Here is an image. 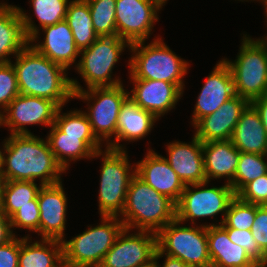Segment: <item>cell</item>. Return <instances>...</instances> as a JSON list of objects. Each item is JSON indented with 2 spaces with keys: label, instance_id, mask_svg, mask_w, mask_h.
I'll use <instances>...</instances> for the list:
<instances>
[{
  "label": "cell",
  "instance_id": "obj_1",
  "mask_svg": "<svg viewBox=\"0 0 267 267\" xmlns=\"http://www.w3.org/2000/svg\"><path fill=\"white\" fill-rule=\"evenodd\" d=\"M1 177L3 181H33L42 185L61 182L66 173L56 161L47 139L31 134H14L2 142ZM6 167V168H5Z\"/></svg>",
  "mask_w": 267,
  "mask_h": 267
},
{
  "label": "cell",
  "instance_id": "obj_2",
  "mask_svg": "<svg viewBox=\"0 0 267 267\" xmlns=\"http://www.w3.org/2000/svg\"><path fill=\"white\" fill-rule=\"evenodd\" d=\"M14 64L20 94L36 96L63 107L74 98L71 78L65 67L38 53L30 44L15 56Z\"/></svg>",
  "mask_w": 267,
  "mask_h": 267
},
{
  "label": "cell",
  "instance_id": "obj_3",
  "mask_svg": "<svg viewBox=\"0 0 267 267\" xmlns=\"http://www.w3.org/2000/svg\"><path fill=\"white\" fill-rule=\"evenodd\" d=\"M121 216L126 229L158 233L176 218V204L135 174Z\"/></svg>",
  "mask_w": 267,
  "mask_h": 267
},
{
  "label": "cell",
  "instance_id": "obj_4",
  "mask_svg": "<svg viewBox=\"0 0 267 267\" xmlns=\"http://www.w3.org/2000/svg\"><path fill=\"white\" fill-rule=\"evenodd\" d=\"M145 41L132 43L131 59L128 63L130 79L162 80L185 88L183 77L189 63L176 55L159 37L150 44Z\"/></svg>",
  "mask_w": 267,
  "mask_h": 267
},
{
  "label": "cell",
  "instance_id": "obj_5",
  "mask_svg": "<svg viewBox=\"0 0 267 267\" xmlns=\"http://www.w3.org/2000/svg\"><path fill=\"white\" fill-rule=\"evenodd\" d=\"M251 38L247 34L242 36L239 54L233 62L223 58L230 68L235 94L250 103L267 94V36Z\"/></svg>",
  "mask_w": 267,
  "mask_h": 267
},
{
  "label": "cell",
  "instance_id": "obj_6",
  "mask_svg": "<svg viewBox=\"0 0 267 267\" xmlns=\"http://www.w3.org/2000/svg\"><path fill=\"white\" fill-rule=\"evenodd\" d=\"M117 216H101V224L89 227L70 240H63L65 267H99L124 229Z\"/></svg>",
  "mask_w": 267,
  "mask_h": 267
},
{
  "label": "cell",
  "instance_id": "obj_7",
  "mask_svg": "<svg viewBox=\"0 0 267 267\" xmlns=\"http://www.w3.org/2000/svg\"><path fill=\"white\" fill-rule=\"evenodd\" d=\"M74 99L87 100L88 111H84L90 121L92 131L96 138L106 140V147L111 148L112 136H116L117 120L120 109L129 92L124 89L123 84L116 86L91 87L83 89L76 79L71 78Z\"/></svg>",
  "mask_w": 267,
  "mask_h": 267
},
{
  "label": "cell",
  "instance_id": "obj_8",
  "mask_svg": "<svg viewBox=\"0 0 267 267\" xmlns=\"http://www.w3.org/2000/svg\"><path fill=\"white\" fill-rule=\"evenodd\" d=\"M126 152L127 150H115L106 147L104 152L102 150L97 151L92 157L102 156L103 159L98 191L101 216L119 217L124 209L130 181L136 174V168L130 164Z\"/></svg>",
  "mask_w": 267,
  "mask_h": 267
},
{
  "label": "cell",
  "instance_id": "obj_9",
  "mask_svg": "<svg viewBox=\"0 0 267 267\" xmlns=\"http://www.w3.org/2000/svg\"><path fill=\"white\" fill-rule=\"evenodd\" d=\"M175 218L157 233V248L164 254L179 258L190 267H211L207 225H180Z\"/></svg>",
  "mask_w": 267,
  "mask_h": 267
},
{
  "label": "cell",
  "instance_id": "obj_10",
  "mask_svg": "<svg viewBox=\"0 0 267 267\" xmlns=\"http://www.w3.org/2000/svg\"><path fill=\"white\" fill-rule=\"evenodd\" d=\"M131 44L118 36L98 37L88 48L80 51L81 58L75 65L84 79L87 89L91 87L116 86L121 79H112V71L124 48Z\"/></svg>",
  "mask_w": 267,
  "mask_h": 267
},
{
  "label": "cell",
  "instance_id": "obj_11",
  "mask_svg": "<svg viewBox=\"0 0 267 267\" xmlns=\"http://www.w3.org/2000/svg\"><path fill=\"white\" fill-rule=\"evenodd\" d=\"M209 182L185 185L179 202L176 204V218L183 222L213 217L222 213L223 218L216 225H221L231 201L236 197L231 185L206 188ZM192 187V189L190 188ZM202 188V189H201Z\"/></svg>",
  "mask_w": 267,
  "mask_h": 267
},
{
  "label": "cell",
  "instance_id": "obj_12",
  "mask_svg": "<svg viewBox=\"0 0 267 267\" xmlns=\"http://www.w3.org/2000/svg\"><path fill=\"white\" fill-rule=\"evenodd\" d=\"M162 6L159 0H116L117 36L130 44L148 39Z\"/></svg>",
  "mask_w": 267,
  "mask_h": 267
},
{
  "label": "cell",
  "instance_id": "obj_13",
  "mask_svg": "<svg viewBox=\"0 0 267 267\" xmlns=\"http://www.w3.org/2000/svg\"><path fill=\"white\" fill-rule=\"evenodd\" d=\"M59 106L48 99L17 95L0 113V126L10 128V134H31L26 125L52 126Z\"/></svg>",
  "mask_w": 267,
  "mask_h": 267
},
{
  "label": "cell",
  "instance_id": "obj_14",
  "mask_svg": "<svg viewBox=\"0 0 267 267\" xmlns=\"http://www.w3.org/2000/svg\"><path fill=\"white\" fill-rule=\"evenodd\" d=\"M38 28L22 8L0 3V63L11 62L9 55L16 56L29 43L38 42Z\"/></svg>",
  "mask_w": 267,
  "mask_h": 267
},
{
  "label": "cell",
  "instance_id": "obj_15",
  "mask_svg": "<svg viewBox=\"0 0 267 267\" xmlns=\"http://www.w3.org/2000/svg\"><path fill=\"white\" fill-rule=\"evenodd\" d=\"M130 231L122 230L99 267H137L154 258L157 233L138 230L129 234Z\"/></svg>",
  "mask_w": 267,
  "mask_h": 267
},
{
  "label": "cell",
  "instance_id": "obj_16",
  "mask_svg": "<svg viewBox=\"0 0 267 267\" xmlns=\"http://www.w3.org/2000/svg\"><path fill=\"white\" fill-rule=\"evenodd\" d=\"M62 185V181L52 185H42L39 190V235L41 239L60 241L65 239L67 197Z\"/></svg>",
  "mask_w": 267,
  "mask_h": 267
},
{
  "label": "cell",
  "instance_id": "obj_17",
  "mask_svg": "<svg viewBox=\"0 0 267 267\" xmlns=\"http://www.w3.org/2000/svg\"><path fill=\"white\" fill-rule=\"evenodd\" d=\"M233 77L224 60L219 61L203 84L192 115L193 126L234 97Z\"/></svg>",
  "mask_w": 267,
  "mask_h": 267
},
{
  "label": "cell",
  "instance_id": "obj_18",
  "mask_svg": "<svg viewBox=\"0 0 267 267\" xmlns=\"http://www.w3.org/2000/svg\"><path fill=\"white\" fill-rule=\"evenodd\" d=\"M131 82L135 85L129 98L157 119L174 109L184 92L177 84L162 80L131 79Z\"/></svg>",
  "mask_w": 267,
  "mask_h": 267
},
{
  "label": "cell",
  "instance_id": "obj_19",
  "mask_svg": "<svg viewBox=\"0 0 267 267\" xmlns=\"http://www.w3.org/2000/svg\"><path fill=\"white\" fill-rule=\"evenodd\" d=\"M249 104L247 99L235 95L214 113L201 118L193 126L194 135L202 143L231 140L235 126Z\"/></svg>",
  "mask_w": 267,
  "mask_h": 267
},
{
  "label": "cell",
  "instance_id": "obj_20",
  "mask_svg": "<svg viewBox=\"0 0 267 267\" xmlns=\"http://www.w3.org/2000/svg\"><path fill=\"white\" fill-rule=\"evenodd\" d=\"M136 174L160 194L177 204L185 185L163 156L149 149L135 165Z\"/></svg>",
  "mask_w": 267,
  "mask_h": 267
},
{
  "label": "cell",
  "instance_id": "obj_21",
  "mask_svg": "<svg viewBox=\"0 0 267 267\" xmlns=\"http://www.w3.org/2000/svg\"><path fill=\"white\" fill-rule=\"evenodd\" d=\"M168 158L164 159L177 173L184 185L206 182L203 143L194 135L192 141H172L166 145Z\"/></svg>",
  "mask_w": 267,
  "mask_h": 267
},
{
  "label": "cell",
  "instance_id": "obj_22",
  "mask_svg": "<svg viewBox=\"0 0 267 267\" xmlns=\"http://www.w3.org/2000/svg\"><path fill=\"white\" fill-rule=\"evenodd\" d=\"M43 42L29 43L38 53L69 70L80 50L76 47L72 31L66 20L42 28ZM40 43V44H39Z\"/></svg>",
  "mask_w": 267,
  "mask_h": 267
},
{
  "label": "cell",
  "instance_id": "obj_23",
  "mask_svg": "<svg viewBox=\"0 0 267 267\" xmlns=\"http://www.w3.org/2000/svg\"><path fill=\"white\" fill-rule=\"evenodd\" d=\"M158 119L150 112L140 108L131 98L122 104L117 120L115 140H111V149L125 150L120 141H138L145 138ZM118 142V143H117Z\"/></svg>",
  "mask_w": 267,
  "mask_h": 267
},
{
  "label": "cell",
  "instance_id": "obj_24",
  "mask_svg": "<svg viewBox=\"0 0 267 267\" xmlns=\"http://www.w3.org/2000/svg\"><path fill=\"white\" fill-rule=\"evenodd\" d=\"M207 239L211 267H260L243 247L228 238L221 225H207Z\"/></svg>",
  "mask_w": 267,
  "mask_h": 267
},
{
  "label": "cell",
  "instance_id": "obj_25",
  "mask_svg": "<svg viewBox=\"0 0 267 267\" xmlns=\"http://www.w3.org/2000/svg\"><path fill=\"white\" fill-rule=\"evenodd\" d=\"M204 170L207 182L227 178L226 184L234 180L239 163L240 152L231 140L203 143Z\"/></svg>",
  "mask_w": 267,
  "mask_h": 267
},
{
  "label": "cell",
  "instance_id": "obj_26",
  "mask_svg": "<svg viewBox=\"0 0 267 267\" xmlns=\"http://www.w3.org/2000/svg\"><path fill=\"white\" fill-rule=\"evenodd\" d=\"M231 141L239 152L267 155V133L258 111L251 103L241 114Z\"/></svg>",
  "mask_w": 267,
  "mask_h": 267
},
{
  "label": "cell",
  "instance_id": "obj_27",
  "mask_svg": "<svg viewBox=\"0 0 267 267\" xmlns=\"http://www.w3.org/2000/svg\"><path fill=\"white\" fill-rule=\"evenodd\" d=\"M30 240L29 236L20 238L18 267H65L62 241Z\"/></svg>",
  "mask_w": 267,
  "mask_h": 267
},
{
  "label": "cell",
  "instance_id": "obj_28",
  "mask_svg": "<svg viewBox=\"0 0 267 267\" xmlns=\"http://www.w3.org/2000/svg\"><path fill=\"white\" fill-rule=\"evenodd\" d=\"M50 128L46 139L56 161L65 171L68 170L71 161L90 159L94 156L95 152L81 140V136L66 135L54 124Z\"/></svg>",
  "mask_w": 267,
  "mask_h": 267
},
{
  "label": "cell",
  "instance_id": "obj_29",
  "mask_svg": "<svg viewBox=\"0 0 267 267\" xmlns=\"http://www.w3.org/2000/svg\"><path fill=\"white\" fill-rule=\"evenodd\" d=\"M65 20L80 51L88 48L99 37L94 31L89 4L86 0H71Z\"/></svg>",
  "mask_w": 267,
  "mask_h": 267
},
{
  "label": "cell",
  "instance_id": "obj_30",
  "mask_svg": "<svg viewBox=\"0 0 267 267\" xmlns=\"http://www.w3.org/2000/svg\"><path fill=\"white\" fill-rule=\"evenodd\" d=\"M33 181H3L0 193V211L10 218L21 206L31 204L40 188Z\"/></svg>",
  "mask_w": 267,
  "mask_h": 267
},
{
  "label": "cell",
  "instance_id": "obj_31",
  "mask_svg": "<svg viewBox=\"0 0 267 267\" xmlns=\"http://www.w3.org/2000/svg\"><path fill=\"white\" fill-rule=\"evenodd\" d=\"M61 110L62 107H59L57 110L54 125L62 133L66 135L81 136V140H83L94 152L102 150L101 142L93 133L90 121L84 111L76 109L67 113H62Z\"/></svg>",
  "mask_w": 267,
  "mask_h": 267
},
{
  "label": "cell",
  "instance_id": "obj_32",
  "mask_svg": "<svg viewBox=\"0 0 267 267\" xmlns=\"http://www.w3.org/2000/svg\"><path fill=\"white\" fill-rule=\"evenodd\" d=\"M267 155L240 152L234 180L230 184L237 194L247 183L267 173Z\"/></svg>",
  "mask_w": 267,
  "mask_h": 267
},
{
  "label": "cell",
  "instance_id": "obj_33",
  "mask_svg": "<svg viewBox=\"0 0 267 267\" xmlns=\"http://www.w3.org/2000/svg\"><path fill=\"white\" fill-rule=\"evenodd\" d=\"M89 4L94 31L99 37L117 36L116 0H86Z\"/></svg>",
  "mask_w": 267,
  "mask_h": 267
},
{
  "label": "cell",
  "instance_id": "obj_34",
  "mask_svg": "<svg viewBox=\"0 0 267 267\" xmlns=\"http://www.w3.org/2000/svg\"><path fill=\"white\" fill-rule=\"evenodd\" d=\"M256 217V205L240 200L237 196L231 201L221 226L250 230Z\"/></svg>",
  "mask_w": 267,
  "mask_h": 267
},
{
  "label": "cell",
  "instance_id": "obj_35",
  "mask_svg": "<svg viewBox=\"0 0 267 267\" xmlns=\"http://www.w3.org/2000/svg\"><path fill=\"white\" fill-rule=\"evenodd\" d=\"M69 0H31L40 28L65 20Z\"/></svg>",
  "mask_w": 267,
  "mask_h": 267
},
{
  "label": "cell",
  "instance_id": "obj_36",
  "mask_svg": "<svg viewBox=\"0 0 267 267\" xmlns=\"http://www.w3.org/2000/svg\"><path fill=\"white\" fill-rule=\"evenodd\" d=\"M19 94L17 75L12 62L0 63V113Z\"/></svg>",
  "mask_w": 267,
  "mask_h": 267
},
{
  "label": "cell",
  "instance_id": "obj_37",
  "mask_svg": "<svg viewBox=\"0 0 267 267\" xmlns=\"http://www.w3.org/2000/svg\"><path fill=\"white\" fill-rule=\"evenodd\" d=\"M39 218L40 210L38 204V196L31 200V204L21 206L11 217L10 225L13 233L14 227L21 229H28L34 231L39 235Z\"/></svg>",
  "mask_w": 267,
  "mask_h": 267
},
{
  "label": "cell",
  "instance_id": "obj_38",
  "mask_svg": "<svg viewBox=\"0 0 267 267\" xmlns=\"http://www.w3.org/2000/svg\"><path fill=\"white\" fill-rule=\"evenodd\" d=\"M228 233V238L235 244L243 247L249 256L260 266L266 263L267 256L260 250L256 240L252 236L251 230H241L236 228H224Z\"/></svg>",
  "mask_w": 267,
  "mask_h": 267
},
{
  "label": "cell",
  "instance_id": "obj_39",
  "mask_svg": "<svg viewBox=\"0 0 267 267\" xmlns=\"http://www.w3.org/2000/svg\"><path fill=\"white\" fill-rule=\"evenodd\" d=\"M236 196L247 203L267 205V173L247 183Z\"/></svg>",
  "mask_w": 267,
  "mask_h": 267
},
{
  "label": "cell",
  "instance_id": "obj_40",
  "mask_svg": "<svg viewBox=\"0 0 267 267\" xmlns=\"http://www.w3.org/2000/svg\"><path fill=\"white\" fill-rule=\"evenodd\" d=\"M250 230L258 247L267 256V205H256V217Z\"/></svg>",
  "mask_w": 267,
  "mask_h": 267
},
{
  "label": "cell",
  "instance_id": "obj_41",
  "mask_svg": "<svg viewBox=\"0 0 267 267\" xmlns=\"http://www.w3.org/2000/svg\"><path fill=\"white\" fill-rule=\"evenodd\" d=\"M16 237L0 245V267H18L20 237Z\"/></svg>",
  "mask_w": 267,
  "mask_h": 267
},
{
  "label": "cell",
  "instance_id": "obj_42",
  "mask_svg": "<svg viewBox=\"0 0 267 267\" xmlns=\"http://www.w3.org/2000/svg\"><path fill=\"white\" fill-rule=\"evenodd\" d=\"M15 236L12 233L10 218L0 211V245L9 242Z\"/></svg>",
  "mask_w": 267,
  "mask_h": 267
},
{
  "label": "cell",
  "instance_id": "obj_43",
  "mask_svg": "<svg viewBox=\"0 0 267 267\" xmlns=\"http://www.w3.org/2000/svg\"><path fill=\"white\" fill-rule=\"evenodd\" d=\"M251 104L258 111L265 132L267 133V94L254 99Z\"/></svg>",
  "mask_w": 267,
  "mask_h": 267
},
{
  "label": "cell",
  "instance_id": "obj_44",
  "mask_svg": "<svg viewBox=\"0 0 267 267\" xmlns=\"http://www.w3.org/2000/svg\"><path fill=\"white\" fill-rule=\"evenodd\" d=\"M163 256L165 257L164 263H162L163 265L161 266L159 261H158V267H190L188 266L186 263H184L182 260H180L179 258H175V257H171L169 255H164L158 248L155 251V255L154 257L156 259H160Z\"/></svg>",
  "mask_w": 267,
  "mask_h": 267
},
{
  "label": "cell",
  "instance_id": "obj_45",
  "mask_svg": "<svg viewBox=\"0 0 267 267\" xmlns=\"http://www.w3.org/2000/svg\"><path fill=\"white\" fill-rule=\"evenodd\" d=\"M158 259H156L155 257L150 260L148 263L144 264V265H140L137 267H158Z\"/></svg>",
  "mask_w": 267,
  "mask_h": 267
},
{
  "label": "cell",
  "instance_id": "obj_46",
  "mask_svg": "<svg viewBox=\"0 0 267 267\" xmlns=\"http://www.w3.org/2000/svg\"><path fill=\"white\" fill-rule=\"evenodd\" d=\"M260 2L264 5V10H266L265 11V13H266V17H267V0H260Z\"/></svg>",
  "mask_w": 267,
  "mask_h": 267
},
{
  "label": "cell",
  "instance_id": "obj_47",
  "mask_svg": "<svg viewBox=\"0 0 267 267\" xmlns=\"http://www.w3.org/2000/svg\"><path fill=\"white\" fill-rule=\"evenodd\" d=\"M3 149H0V170H1V165H2V151Z\"/></svg>",
  "mask_w": 267,
  "mask_h": 267
},
{
  "label": "cell",
  "instance_id": "obj_48",
  "mask_svg": "<svg viewBox=\"0 0 267 267\" xmlns=\"http://www.w3.org/2000/svg\"><path fill=\"white\" fill-rule=\"evenodd\" d=\"M2 182H3V180H2V177H1V173H0V193H1Z\"/></svg>",
  "mask_w": 267,
  "mask_h": 267
},
{
  "label": "cell",
  "instance_id": "obj_49",
  "mask_svg": "<svg viewBox=\"0 0 267 267\" xmlns=\"http://www.w3.org/2000/svg\"><path fill=\"white\" fill-rule=\"evenodd\" d=\"M163 5L167 2V0H159Z\"/></svg>",
  "mask_w": 267,
  "mask_h": 267
}]
</instances>
